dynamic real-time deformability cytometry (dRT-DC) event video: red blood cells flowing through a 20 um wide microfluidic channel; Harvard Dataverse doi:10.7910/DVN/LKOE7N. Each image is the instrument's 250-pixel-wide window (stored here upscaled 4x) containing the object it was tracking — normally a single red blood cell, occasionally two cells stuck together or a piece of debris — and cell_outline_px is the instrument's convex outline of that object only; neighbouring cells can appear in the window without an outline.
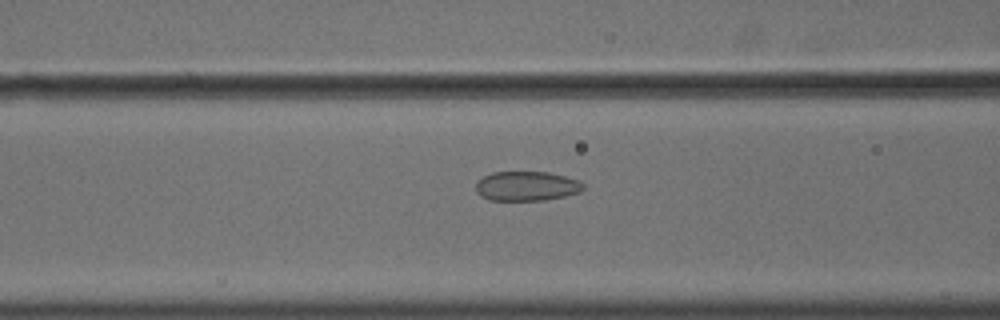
{"species": "common noctule bat (a hibernating species)", "species_latin": "Nyctalus noctula", "temperature_condition": "cold", "stored_images_in_passage": 57, "camera_frame_rate_fps": 3000, "um_per_image_px": 0.085, "animal": {"sex": "male", "body_mass_g": 18.8}, "frame": {"image": 1, "passage_image": 24, "time_ms": 7.667, "image_size_px": [1000, 320], "cell_outline_px": [[584, 188], [580, 192], [564, 196], [544, 200], [488, 200], [480, 196], [476, 192], [476, 180], [492, 172], [548, 172], [580, 180], [584, 184]], "centroid_in_image_um": [44.74, 15.82], "position_along_channel_um": 121.9, "area_um2": 18.61}}
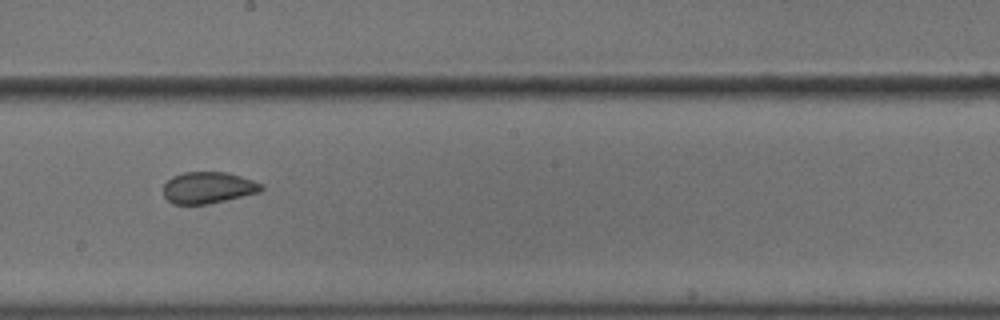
{"frame": {"image": 2, "passage_image": 33, "time_ms": 10.667, "image_size_px": [1000, 320], "cell_outline_px": [[264, 188], [260, 192], [208, 204], [172, 204], [164, 196], [164, 184], [172, 176], [184, 172], [228, 172], [264, 184]], "centroid_in_image_um": [17.7, 15.95], "position_along_channel_um": 230.5, "area_um2": 18.03}}
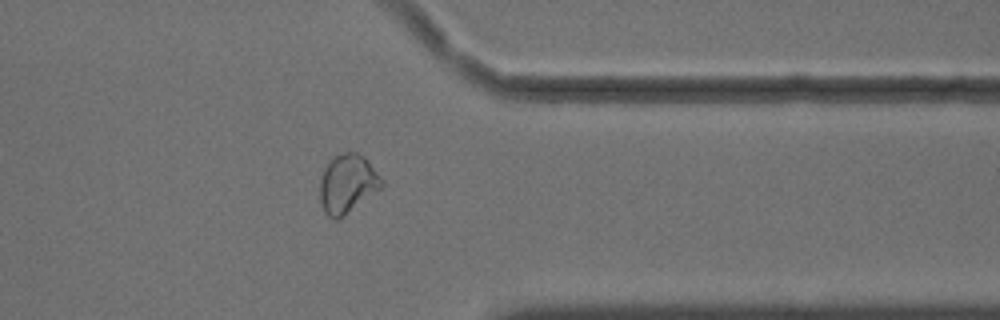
{"frame": {"image": 3, "passage_image": 46, "time_ms": 15.0, "image_size_px": [1000, 320], "cell_outline_px": [[384, 184], [380, 188], [336, 220], [332, 220], [324, 212], [320, 200], [320, 176], [324, 168], [336, 156], [344, 152], [356, 152], [364, 156], [380, 176]], "centroid_in_image_um": [29.5, 15.61], "position_along_channel_um": 381.9, "area_um2": 20.63}, "authors_computed_cell_mechanics": {"area_um2": 21.386, "velocity_mm_per_s": 3.6183, "shape_relaxation_time_tau1_ms": null, "shape_relaxation_time_tau2_ms": 1.0497, "deformation_change_tau1": null, "deformation_change_tau2": 0.0413}}